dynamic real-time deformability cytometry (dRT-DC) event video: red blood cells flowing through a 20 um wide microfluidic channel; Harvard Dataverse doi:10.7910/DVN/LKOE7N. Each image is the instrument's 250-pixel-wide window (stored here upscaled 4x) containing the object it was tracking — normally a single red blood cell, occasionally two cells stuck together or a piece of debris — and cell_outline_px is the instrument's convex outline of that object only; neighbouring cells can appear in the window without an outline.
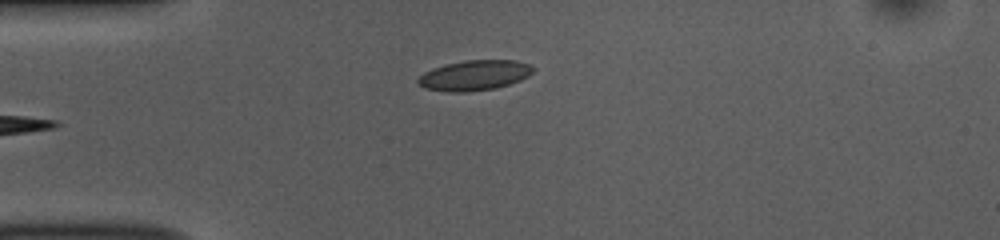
{"species": "common noctule bat (a hibernating species)", "species_latin": "Nyctalus noctula", "temperature_condition": "room temperature", "stored_images_in_passage": 37, "camera_frame_rate_fps": 3000, "um_per_image_px": 0.085, "animal": {"sex": "female", "body_mass_g": 10.0, "forearm_length_mm": 53.1}, "frame": {"image": 1, "passage_image": 1, "time_ms": 0.0, "image_size_px": [1000, 240], "cell_outline_px": [[536, 68], [528, 76], [520, 80], [496, 88], [464, 92], [448, 92], [424, 88], [416, 80], [424, 72], [432, 68], [444, 64], [464, 60], [516, 60], [528, 64]], "centroid_in_image_um": [40.32, 6.39], "position_along_channel_um": 44.7, "area_um2": 20.29}}
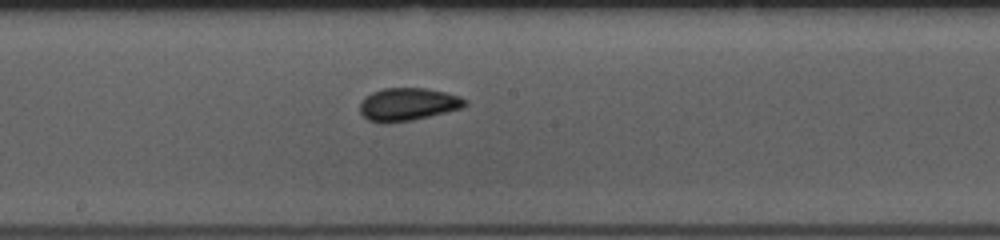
{"frame": {"image": 2, "passage_image": 16, "time_ms": 5.0, "image_size_px": [1000, 240], "cell_outline_px": [[468, 104], [460, 108], [428, 116], [408, 120], [368, 120], [360, 112], [360, 104], [364, 96], [372, 92], [384, 88], [424, 88], [444, 92], [460, 96], [468, 100]], "centroid_in_image_um": [34.69, 8.81], "position_along_channel_um": 213.5, "area_um2": 19.36}}
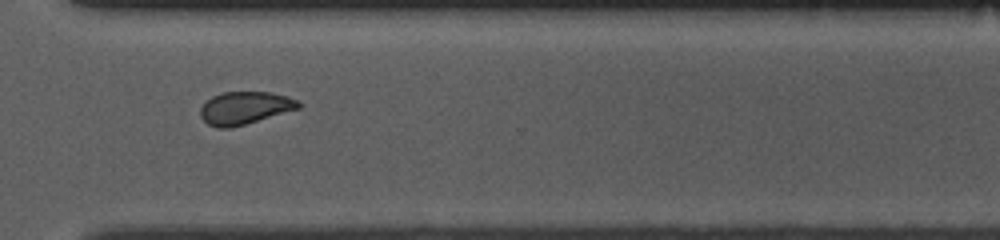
{"frame": {"image": 3, "passage_image": 27, "time_ms": 8.667, "image_size_px": [1000, 240], "cell_outline_px": [[300, 108], [244, 124], [228, 128], [220, 128], [208, 124], [200, 116], [200, 108], [212, 96], [220, 92], [272, 92], [300, 100]], "centroid_in_image_um": [20.81, 9.16], "position_along_channel_um": 349.8, "area_um2": 18.5}, "authors_computed_cell_mechanics": {"area_um2": 19.5942, "velocity_mm_per_s": 3.7208, "shape_relaxation_time_tau1_ms": 4.7432, "shape_relaxation_time_tau2_ms": 1.6015, "deformation_change_tau1": 0.1077, "deformation_change_tau2": 0.0539}}